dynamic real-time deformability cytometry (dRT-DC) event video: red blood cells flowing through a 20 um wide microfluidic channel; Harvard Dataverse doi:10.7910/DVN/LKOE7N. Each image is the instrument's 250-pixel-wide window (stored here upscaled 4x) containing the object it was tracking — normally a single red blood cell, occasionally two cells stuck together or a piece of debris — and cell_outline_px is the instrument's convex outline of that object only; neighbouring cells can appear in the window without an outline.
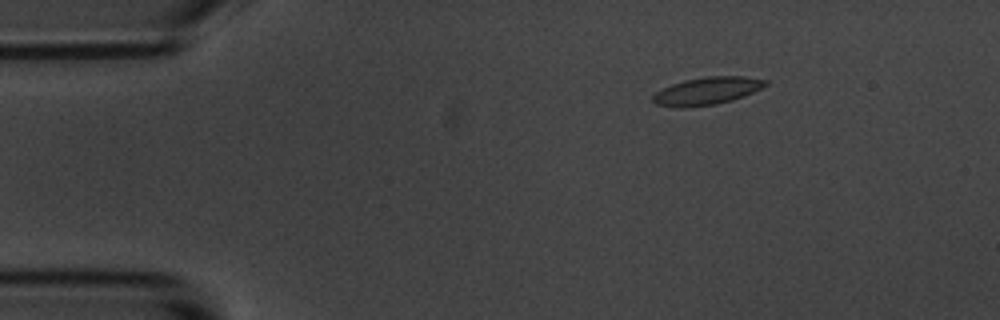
{"species": "common noctule bat (a hibernating species)", "species_latin": "Nyctalus noctula", "temperature_condition": "room temperature", "stored_images_in_passage": 3, "camera_frame_rate_fps": 3000, "um_per_image_px": 0.085, "animal": {"sex": "male", "body_mass_g": 20.1, "forearm_length_mm": 53.5}, "frame": {"image": 1, "passage_image": 1, "time_ms": 0.0, "image_size_px": [1000, 320], "cell_outline_px": [[768, 84], [744, 96], [732, 100], [716, 104], [684, 108], [676, 108], [656, 104], [652, 100], [652, 96], [656, 92], [672, 84], [684, 80], [704, 76], [744, 76], [768, 80]], "centroid_in_image_um": [60.08, 7.73], "position_along_channel_um": 24.9, "area_um2": 18.15}}